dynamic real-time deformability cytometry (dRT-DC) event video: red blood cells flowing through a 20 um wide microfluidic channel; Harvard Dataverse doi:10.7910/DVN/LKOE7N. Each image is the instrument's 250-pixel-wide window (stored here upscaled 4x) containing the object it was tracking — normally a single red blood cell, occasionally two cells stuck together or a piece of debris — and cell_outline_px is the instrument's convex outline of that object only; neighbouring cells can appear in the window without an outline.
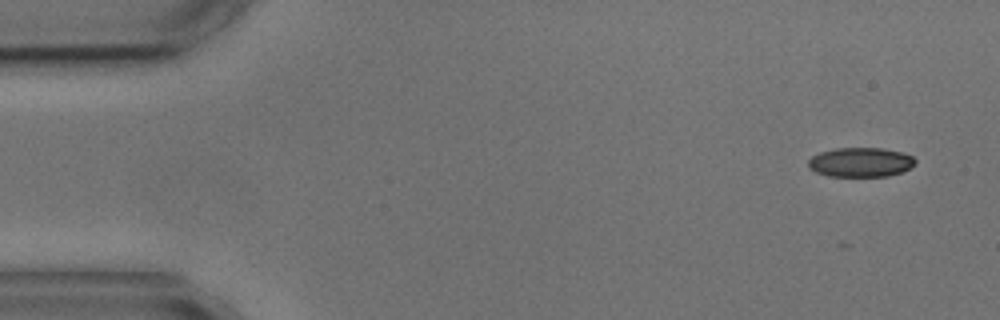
{"species": "common noctule bat (a hibernating species)", "species_latin": "Nyctalus noctula", "temperature_condition": "cold", "stored_images_in_passage": 5, "camera_frame_rate_fps": 3000, "um_per_image_px": 0.085, "animal": {"sex": "male", "body_mass_g": 17.9, "forearm_length_mm": 54.2}, "frame": {"image": 1, "passage_image": 1, "time_ms": 0.0, "image_size_px": [1000, 320], "cell_outline_px": [[916, 164], [900, 172], [888, 176], [828, 176], [816, 172], [808, 164], [808, 160], [812, 156], [820, 152], [836, 148], [884, 148], [904, 152], [912, 156], [916, 160]], "centroid_in_image_um": [73.17, 13.78], "position_along_channel_um": 11.8, "area_um2": 18.32}}